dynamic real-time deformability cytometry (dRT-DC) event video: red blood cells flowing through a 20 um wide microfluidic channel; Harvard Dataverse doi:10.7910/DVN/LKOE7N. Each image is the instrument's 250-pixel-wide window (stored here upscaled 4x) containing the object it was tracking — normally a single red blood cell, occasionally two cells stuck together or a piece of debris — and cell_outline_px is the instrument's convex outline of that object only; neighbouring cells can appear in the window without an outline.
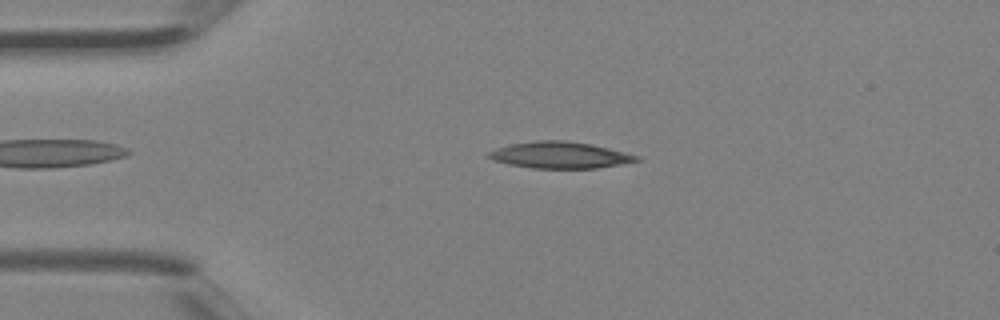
{"species": "Egyptian fruit bat (a non-hibernating species)", "species_latin": "Rousettus aegyptiacus", "temperature_condition": "room temperature", "stored_images_in_passage": 34, "camera_frame_rate_fps": 3000, "um_per_image_px": 0.085, "animal": {"sex": "female"}, "frame": {"image": 1, "passage_image": 7, "time_ms": 2.0, "image_size_px": [1000, 320], "cell_outline_px": [[640, 160], [620, 164], [596, 168], [532, 168], [508, 164], [492, 160], [488, 156], [488, 152], [496, 148], [508, 144], [536, 140], [564, 140], [592, 144], [640, 156]], "centroid_in_image_um": [47.56, 13.17], "position_along_channel_um": 37.4, "area_um2": 22.83}}
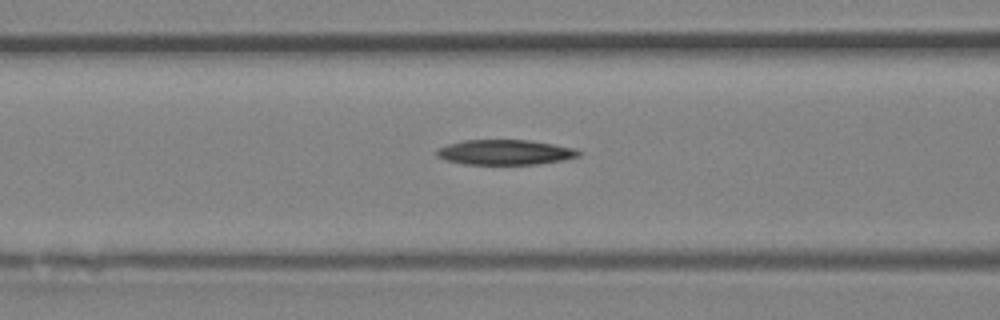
{"frame": {"image": 2, "passage_image": 14, "time_ms": 4.333, "image_size_px": [1000, 320], "cell_outline_px": [[580, 156], [564, 160], [536, 164], [464, 164], [444, 160], [436, 156], [436, 152], [440, 148], [448, 144], [464, 140], [528, 140], [552, 144], [572, 148], [580, 152]], "centroid_in_image_um": [42.9, 12.95], "position_along_channel_um": 123.7, "area_um2": 20.58}}
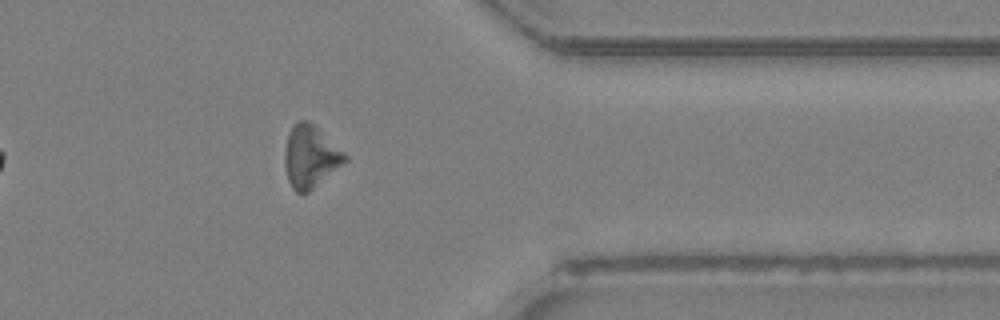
{"frame": {"image": 3, "passage_image": 30, "time_ms": 9.667, "image_size_px": [1000, 320], "cell_outline_px": [[348, 160], [308, 192], [296, 192], [292, 188], [288, 180], [284, 164], [284, 148], [288, 136], [292, 128], [300, 120], [308, 120], [344, 152], [348, 156]], "centroid_in_image_um": [26.37, 13.33], "position_along_channel_um": 385.0, "area_um2": 21.44}}